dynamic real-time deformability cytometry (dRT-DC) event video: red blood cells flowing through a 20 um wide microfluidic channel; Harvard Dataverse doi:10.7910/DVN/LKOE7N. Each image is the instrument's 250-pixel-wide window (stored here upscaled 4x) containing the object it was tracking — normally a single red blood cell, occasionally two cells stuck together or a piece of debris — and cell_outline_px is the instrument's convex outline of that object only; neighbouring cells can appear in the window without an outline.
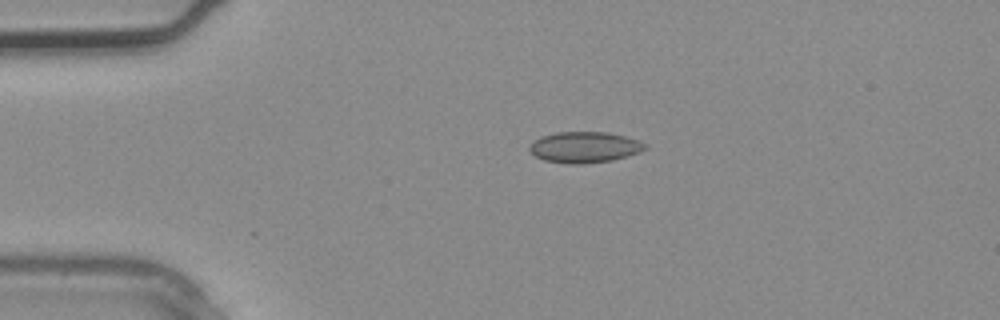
{"species": "common noctule bat (a hibernating species)", "species_latin": "Nyctalus noctula", "temperature_condition": "warm", "stored_images_in_passage": 2, "camera_frame_rate_fps": 3000, "um_per_image_px": 0.085, "animal": {"sex": "male", "body_mass_g": 20.4}, "frame": {"image": 1, "passage_image": 2, "time_ms": 0.333, "image_size_px": [1000, 320], "cell_outline_px": [[648, 148], [640, 152], [612, 160], [580, 164], [572, 164], [544, 160], [536, 156], [528, 148], [540, 136], [556, 132], [608, 132], [624, 136], [648, 144]], "centroid_in_image_um": [49.71, 12.51], "position_along_channel_um": 35.3, "area_um2": 20.69}}